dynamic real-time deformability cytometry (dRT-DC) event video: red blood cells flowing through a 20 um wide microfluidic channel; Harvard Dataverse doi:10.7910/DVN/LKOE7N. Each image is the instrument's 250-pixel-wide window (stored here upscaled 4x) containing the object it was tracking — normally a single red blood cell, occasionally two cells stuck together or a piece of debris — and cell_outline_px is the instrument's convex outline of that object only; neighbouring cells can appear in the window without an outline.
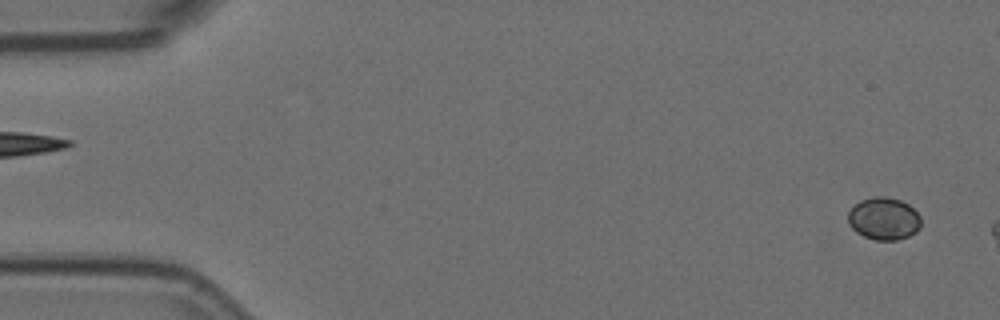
{"species": "Egyptian fruit bat (a non-hibernating species)", "species_latin": "Rousettus aegyptiacus", "temperature_condition": "room temperature", "stored_images_in_passage": 3, "segment_of_instrument_passage": [2, 2], "camera_frame_rate_fps": 3000, "um_per_image_px": 0.085, "animal": {"sex": "female"}, "frame": {"image": 1, "passage_image": 3, "time_ms": 0.667, "image_size_px": [1000, 320], "cell_outline_px": [[920, 228], [916, 232], [908, 236], [896, 240], [876, 240], [864, 236], [856, 232], [848, 224], [848, 212], [860, 200], [872, 196], [888, 196], [900, 200], [908, 204], [920, 216]], "centroid_in_image_um": [75.11, 18.57], "position_along_channel_um": 9.9, "area_um2": 18.09}}